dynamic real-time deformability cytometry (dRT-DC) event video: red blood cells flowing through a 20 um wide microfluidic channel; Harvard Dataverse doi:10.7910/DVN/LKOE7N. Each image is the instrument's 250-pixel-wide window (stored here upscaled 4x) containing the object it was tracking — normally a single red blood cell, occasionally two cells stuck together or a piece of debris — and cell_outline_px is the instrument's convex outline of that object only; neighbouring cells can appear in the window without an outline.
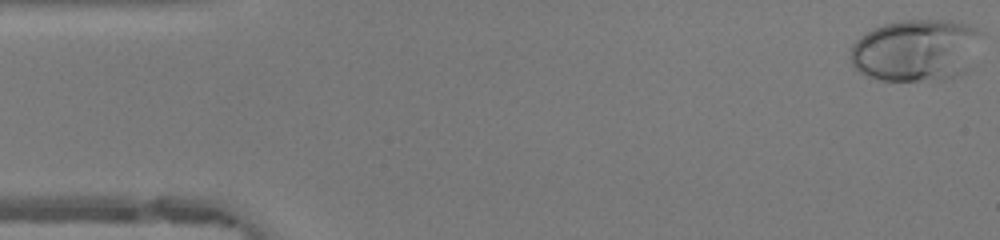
{"species": "human", "species_latin": "Homo sapiens", "temperature_condition": "warm", "stored_images_in_passage": 48, "camera_frame_rate_fps": 3000, "um_per_image_px": 0.085, "donor": {"sex": "female"}, "frame": {"image": 1, "passage_image": 1, "time_ms": 0.0, "image_size_px": [1000, 240], "cell_outline_px": [[976, 32], [964, 68], [960, 72], [944, 80], [880, 80], [860, 72], [852, 64], [852, 44], [856, 40], [868, 32], [884, 24], [904, 20], [944, 20], [964, 24], [976, 28]], "centroid_in_image_um": [77.69, 4.27], "position_along_channel_um": 7.3, "area_um2": 45.08}}
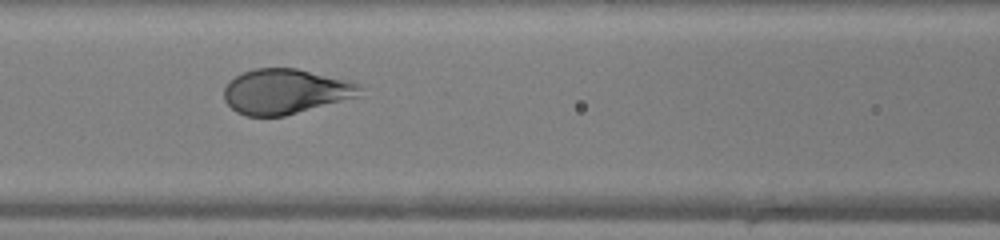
{"frame": {"image": 2, "passage_image": 20, "time_ms": 6.333, "image_size_px": [1000, 240], "cell_outline_px": [[360, 96], [284, 116], [244, 116], [236, 112], [224, 100], [224, 88], [236, 76], [244, 72], [256, 68], [296, 68], [360, 84]], "centroid_in_image_um": [24.23, 7.79], "position_along_channel_um": 142.4, "area_um2": 35.26}}
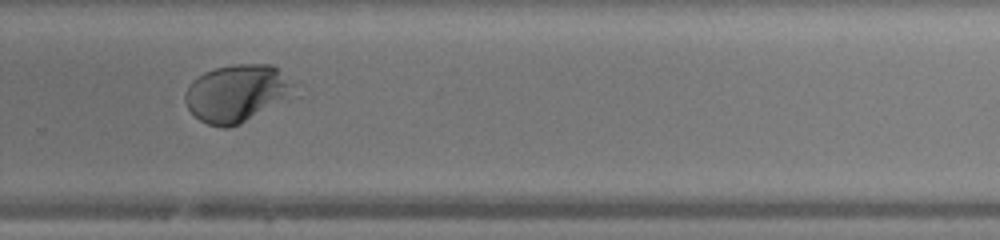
{"frame": {"image": 3, "passage_image": 32, "time_ms": 10.333, "image_size_px": [1000, 240], "cell_outline_px": [[300, 96], [240, 124], [228, 128], [220, 128], [208, 124], [200, 120], [188, 108], [184, 100], [184, 96], [192, 80], [204, 72], [216, 68], [236, 64], [272, 64], [296, 84]], "centroid_in_image_um": [20.26, 7.95], "position_along_channel_um": 309.5, "area_um2": 37.51}, "authors_computed_cell_mechanics": {"area_um2": 37.6278, "velocity_mm_per_s": 4.2095, "shape_relaxation_time_tau1_ms": 3.9752, "shape_relaxation_time_tau2_ms": null, "deformation_change_tau1": 0.2557, "deformation_change_tau2": null}}